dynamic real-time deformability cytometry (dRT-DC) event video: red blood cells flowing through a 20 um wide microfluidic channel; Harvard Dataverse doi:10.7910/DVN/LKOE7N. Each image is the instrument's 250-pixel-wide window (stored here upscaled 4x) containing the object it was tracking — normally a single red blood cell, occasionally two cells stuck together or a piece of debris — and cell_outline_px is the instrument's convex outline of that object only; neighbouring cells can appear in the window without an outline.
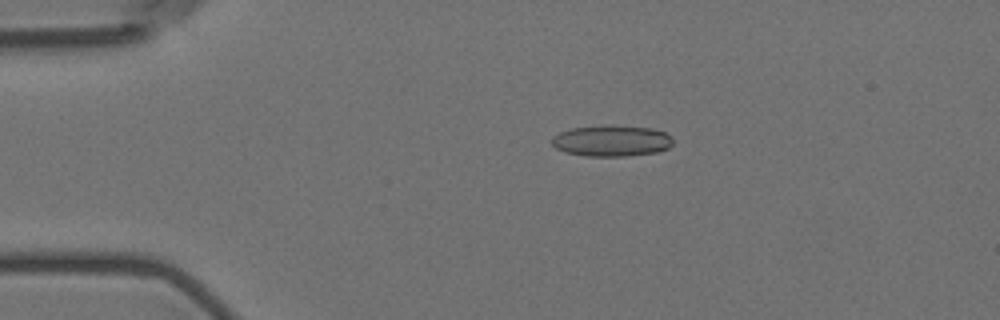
{"species": "Egyptian fruit bat (a non-hibernating species)", "species_latin": "Rousettus aegyptiacus", "temperature_condition": "room temperature", "stored_images_in_passage": 5, "camera_frame_rate_fps": 3000, "um_per_image_px": 0.085, "animal": {"sex": "female"}, "frame": {"image": 1, "passage_image": 3, "time_ms": 3.0, "image_size_px": [1000, 320], "cell_outline_px": [[672, 144], [668, 148], [660, 152], [628, 156], [584, 156], [564, 152], [556, 148], [552, 144], [552, 136], [560, 132], [572, 128], [604, 124], [652, 128], [664, 132], [672, 136]], "centroid_in_image_um": [51.99, 11.96], "position_along_channel_um": 33.0, "area_um2": 22.37}}
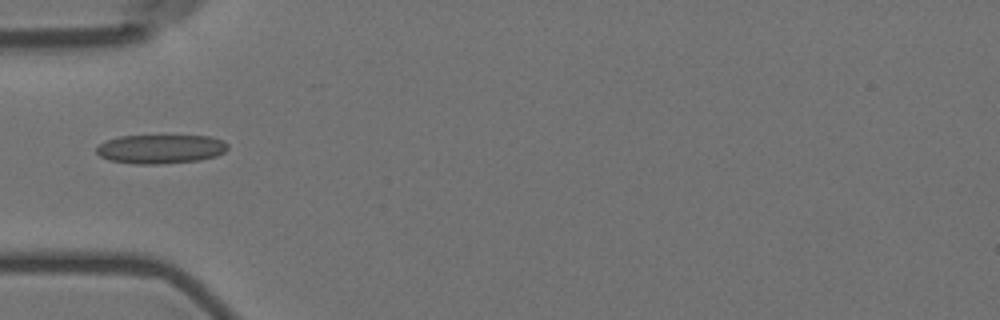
{"frame": {"image": 2, "passage_image": 5, "time_ms": 5.333, "image_size_px": [1000, 320], "cell_outline_px": [[228, 148], [224, 152], [216, 156], [200, 160], [160, 164], [136, 164], [108, 160], [100, 156], [96, 152], [96, 148], [100, 144], [108, 140], [120, 136], [212, 136], [228, 144]], "centroid_in_image_um": [13.65, 12.67], "position_along_channel_um": 71.3, "area_um2": 22.14}}